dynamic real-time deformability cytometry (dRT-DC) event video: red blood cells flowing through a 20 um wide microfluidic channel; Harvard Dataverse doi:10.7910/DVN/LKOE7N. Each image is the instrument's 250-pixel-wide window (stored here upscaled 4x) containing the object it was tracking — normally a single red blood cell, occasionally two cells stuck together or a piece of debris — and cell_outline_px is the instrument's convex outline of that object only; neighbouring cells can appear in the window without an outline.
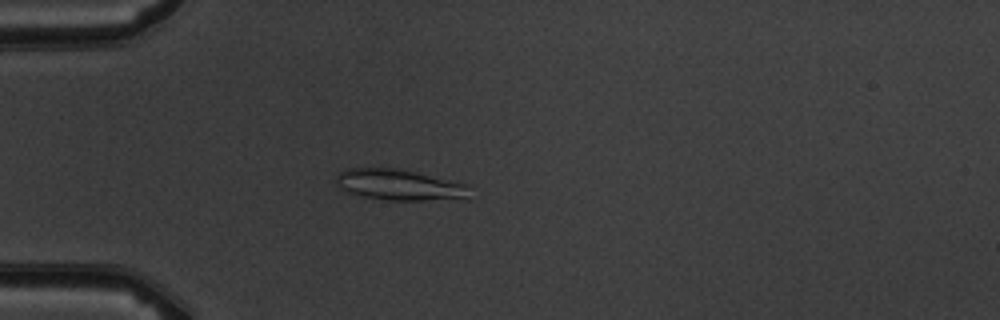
{"species": "common noctule bat (a hibernating species)", "species_latin": "Nyctalus noctula", "temperature_condition": "warm", "stored_images_in_passage": 4, "camera_frame_rate_fps": 3000, "um_per_image_px": 0.085, "animal": {"sex": "male", "body_mass_g": 19.5, "forearm_length_mm": 54.6}, "frame": {"image": 1, "passage_image": 4, "time_ms": 3.333, "image_size_px": [1000, 320], "cell_outline_px": [[468, 200], [388, 200], [364, 196], [348, 192], [336, 180], [336, 176], [340, 172], [348, 168], [392, 168], [416, 172], [468, 184]], "centroid_in_image_um": [34.04, 15.72], "position_along_channel_um": 51.0, "area_um2": 23.87}}